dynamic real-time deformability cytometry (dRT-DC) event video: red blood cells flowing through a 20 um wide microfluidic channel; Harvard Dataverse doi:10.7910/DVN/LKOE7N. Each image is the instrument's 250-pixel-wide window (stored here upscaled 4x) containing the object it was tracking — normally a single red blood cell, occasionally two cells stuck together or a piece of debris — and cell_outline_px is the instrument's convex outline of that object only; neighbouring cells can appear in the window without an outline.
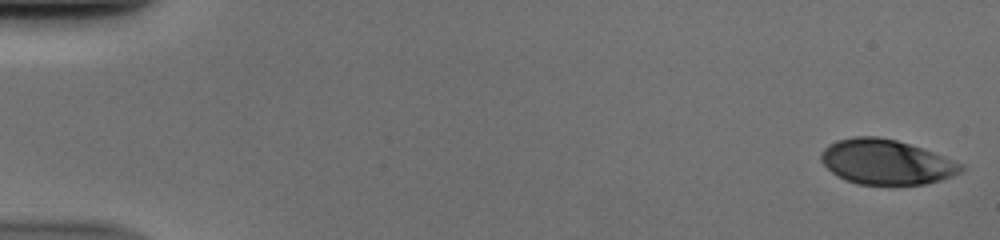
{"species": "human", "species_latin": "Homo sapiens", "temperature_condition": "cold", "stored_images_in_passage": 52, "camera_frame_rate_fps": 3000, "um_per_image_px": 0.085, "donor": {"sex": "male"}, "frame": {"image": 1, "passage_image": 1, "time_ms": 0.0, "image_size_px": [1000, 240], "cell_outline_px": [[964, 168], [960, 172], [952, 176], [940, 180], [924, 184], [888, 188], [856, 184], [844, 180], [832, 172], [820, 160], [820, 152], [828, 144], [836, 140], [852, 136], [876, 136], [896, 140], [932, 152], [960, 164]], "centroid_in_image_um": [75.25, 13.81], "position_along_channel_um": 9.7, "area_um2": 37.28}}
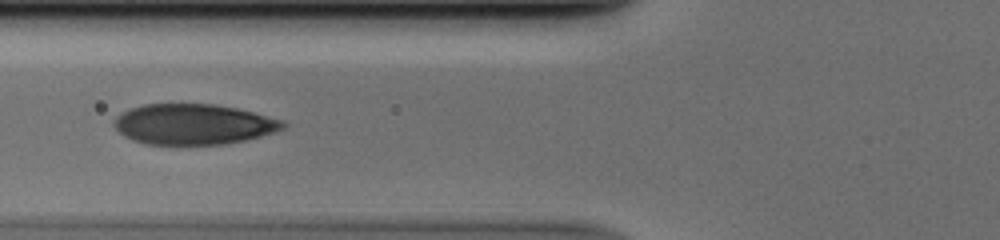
{"frame": {"image": 2, "passage_image": 21, "time_ms": 6.667, "image_size_px": [1000, 240], "cell_outline_px": [[288, 124], [284, 128], [260, 136], [244, 140], [224, 144], [144, 144], [132, 140], [124, 136], [112, 124], [116, 116], [132, 108], [144, 104], [216, 104], [236, 108], [284, 120]], "centroid_in_image_um": [16.44, 10.56], "position_along_channel_um": 109.4, "area_um2": 39.71}}
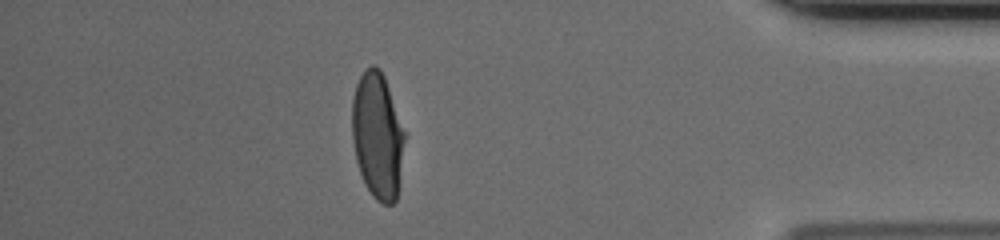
{"frame": {"image": 3, "passage_image": 46, "time_ms": 15.0, "image_size_px": [1000, 240], "cell_outline_px": [[404, 140], [396, 200], [392, 204], [384, 204], [376, 200], [372, 196], [364, 184], [356, 160], [352, 140], [352, 100], [356, 84], [360, 76], [372, 64], [376, 64], [380, 68], [384, 76], [404, 132]], "centroid_in_image_um": [32.05, 11.53], "position_along_channel_um": 403.2, "area_um2": 38.21}}